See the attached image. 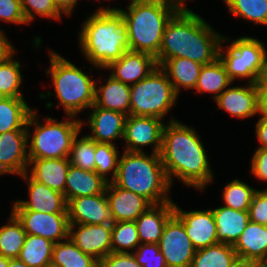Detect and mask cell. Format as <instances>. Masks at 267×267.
Instances as JSON below:
<instances>
[{"label":"cell","mask_w":267,"mask_h":267,"mask_svg":"<svg viewBox=\"0 0 267 267\" xmlns=\"http://www.w3.org/2000/svg\"><path fill=\"white\" fill-rule=\"evenodd\" d=\"M98 267H141L133 253L111 252L98 262Z\"/></svg>","instance_id":"obj_46"},{"label":"cell","mask_w":267,"mask_h":267,"mask_svg":"<svg viewBox=\"0 0 267 267\" xmlns=\"http://www.w3.org/2000/svg\"><path fill=\"white\" fill-rule=\"evenodd\" d=\"M21 4L28 24L33 22L36 16L49 20L61 21L64 15L56 7L53 0H21Z\"/></svg>","instance_id":"obj_41"},{"label":"cell","mask_w":267,"mask_h":267,"mask_svg":"<svg viewBox=\"0 0 267 267\" xmlns=\"http://www.w3.org/2000/svg\"><path fill=\"white\" fill-rule=\"evenodd\" d=\"M130 88V115L135 116H152L164 120L179 96L160 66Z\"/></svg>","instance_id":"obj_9"},{"label":"cell","mask_w":267,"mask_h":267,"mask_svg":"<svg viewBox=\"0 0 267 267\" xmlns=\"http://www.w3.org/2000/svg\"><path fill=\"white\" fill-rule=\"evenodd\" d=\"M32 110L25 98L0 97V133L26 130Z\"/></svg>","instance_id":"obj_29"},{"label":"cell","mask_w":267,"mask_h":267,"mask_svg":"<svg viewBox=\"0 0 267 267\" xmlns=\"http://www.w3.org/2000/svg\"><path fill=\"white\" fill-rule=\"evenodd\" d=\"M80 133L74 138L69 154V161L72 166L95 171V141L86 134L79 137Z\"/></svg>","instance_id":"obj_40"},{"label":"cell","mask_w":267,"mask_h":267,"mask_svg":"<svg viewBox=\"0 0 267 267\" xmlns=\"http://www.w3.org/2000/svg\"><path fill=\"white\" fill-rule=\"evenodd\" d=\"M127 25L129 50L158 55L165 27L180 9L169 0H130L117 8Z\"/></svg>","instance_id":"obj_4"},{"label":"cell","mask_w":267,"mask_h":267,"mask_svg":"<svg viewBox=\"0 0 267 267\" xmlns=\"http://www.w3.org/2000/svg\"><path fill=\"white\" fill-rule=\"evenodd\" d=\"M0 21L17 25H26L21 0H0Z\"/></svg>","instance_id":"obj_43"},{"label":"cell","mask_w":267,"mask_h":267,"mask_svg":"<svg viewBox=\"0 0 267 267\" xmlns=\"http://www.w3.org/2000/svg\"><path fill=\"white\" fill-rule=\"evenodd\" d=\"M260 114L267 117V85L260 79L256 83Z\"/></svg>","instance_id":"obj_49"},{"label":"cell","mask_w":267,"mask_h":267,"mask_svg":"<svg viewBox=\"0 0 267 267\" xmlns=\"http://www.w3.org/2000/svg\"><path fill=\"white\" fill-rule=\"evenodd\" d=\"M236 257L232 245L218 242L196 250L190 267H230Z\"/></svg>","instance_id":"obj_34"},{"label":"cell","mask_w":267,"mask_h":267,"mask_svg":"<svg viewBox=\"0 0 267 267\" xmlns=\"http://www.w3.org/2000/svg\"><path fill=\"white\" fill-rule=\"evenodd\" d=\"M219 243L234 245L250 221L249 211H238L227 206L212 209Z\"/></svg>","instance_id":"obj_26"},{"label":"cell","mask_w":267,"mask_h":267,"mask_svg":"<svg viewBox=\"0 0 267 267\" xmlns=\"http://www.w3.org/2000/svg\"><path fill=\"white\" fill-rule=\"evenodd\" d=\"M261 262L237 256L230 267H257Z\"/></svg>","instance_id":"obj_51"},{"label":"cell","mask_w":267,"mask_h":267,"mask_svg":"<svg viewBox=\"0 0 267 267\" xmlns=\"http://www.w3.org/2000/svg\"><path fill=\"white\" fill-rule=\"evenodd\" d=\"M36 111L32 110L26 123L28 158L69 157L73 140L82 131L81 119L66 115L64 120L58 121L57 118L46 116L45 122H41Z\"/></svg>","instance_id":"obj_7"},{"label":"cell","mask_w":267,"mask_h":267,"mask_svg":"<svg viewBox=\"0 0 267 267\" xmlns=\"http://www.w3.org/2000/svg\"><path fill=\"white\" fill-rule=\"evenodd\" d=\"M106 82L95 81V103L94 105L106 110H113L125 115H130V85L114 79L108 75ZM100 82V84H98ZM102 84V85H101ZM97 85H100L99 87Z\"/></svg>","instance_id":"obj_24"},{"label":"cell","mask_w":267,"mask_h":267,"mask_svg":"<svg viewBox=\"0 0 267 267\" xmlns=\"http://www.w3.org/2000/svg\"><path fill=\"white\" fill-rule=\"evenodd\" d=\"M173 215L174 201L151 205L135 220L140 243H159L165 225Z\"/></svg>","instance_id":"obj_22"},{"label":"cell","mask_w":267,"mask_h":267,"mask_svg":"<svg viewBox=\"0 0 267 267\" xmlns=\"http://www.w3.org/2000/svg\"><path fill=\"white\" fill-rule=\"evenodd\" d=\"M69 158L29 159L26 173L35 181L64 194ZM30 171V172H29Z\"/></svg>","instance_id":"obj_23"},{"label":"cell","mask_w":267,"mask_h":267,"mask_svg":"<svg viewBox=\"0 0 267 267\" xmlns=\"http://www.w3.org/2000/svg\"><path fill=\"white\" fill-rule=\"evenodd\" d=\"M112 252L133 253L141 244L135 221H121L112 224Z\"/></svg>","instance_id":"obj_39"},{"label":"cell","mask_w":267,"mask_h":267,"mask_svg":"<svg viewBox=\"0 0 267 267\" xmlns=\"http://www.w3.org/2000/svg\"><path fill=\"white\" fill-rule=\"evenodd\" d=\"M10 259L0 255V267H9Z\"/></svg>","instance_id":"obj_55"},{"label":"cell","mask_w":267,"mask_h":267,"mask_svg":"<svg viewBox=\"0 0 267 267\" xmlns=\"http://www.w3.org/2000/svg\"><path fill=\"white\" fill-rule=\"evenodd\" d=\"M228 11L244 21L254 25L267 26V0H223Z\"/></svg>","instance_id":"obj_36"},{"label":"cell","mask_w":267,"mask_h":267,"mask_svg":"<svg viewBox=\"0 0 267 267\" xmlns=\"http://www.w3.org/2000/svg\"><path fill=\"white\" fill-rule=\"evenodd\" d=\"M48 50L50 67L45 73L49 74L55 93L48 90L47 93H41L39 98L44 100L55 96L58 99L56 108L62 106L66 115L78 117L81 112L90 109L95 103L96 80L60 53Z\"/></svg>","instance_id":"obj_6"},{"label":"cell","mask_w":267,"mask_h":267,"mask_svg":"<svg viewBox=\"0 0 267 267\" xmlns=\"http://www.w3.org/2000/svg\"><path fill=\"white\" fill-rule=\"evenodd\" d=\"M217 109H223L237 119L258 117L259 101L256 84L246 83L244 86H228L215 100Z\"/></svg>","instance_id":"obj_19"},{"label":"cell","mask_w":267,"mask_h":267,"mask_svg":"<svg viewBox=\"0 0 267 267\" xmlns=\"http://www.w3.org/2000/svg\"><path fill=\"white\" fill-rule=\"evenodd\" d=\"M9 267H29L26 263L19 259H10Z\"/></svg>","instance_id":"obj_52"},{"label":"cell","mask_w":267,"mask_h":267,"mask_svg":"<svg viewBox=\"0 0 267 267\" xmlns=\"http://www.w3.org/2000/svg\"><path fill=\"white\" fill-rule=\"evenodd\" d=\"M250 221L267 226V189H259L249 206Z\"/></svg>","instance_id":"obj_44"},{"label":"cell","mask_w":267,"mask_h":267,"mask_svg":"<svg viewBox=\"0 0 267 267\" xmlns=\"http://www.w3.org/2000/svg\"><path fill=\"white\" fill-rule=\"evenodd\" d=\"M108 182L95 171H87L70 165L64 196L67 203L74 198L104 193Z\"/></svg>","instance_id":"obj_25"},{"label":"cell","mask_w":267,"mask_h":267,"mask_svg":"<svg viewBox=\"0 0 267 267\" xmlns=\"http://www.w3.org/2000/svg\"><path fill=\"white\" fill-rule=\"evenodd\" d=\"M55 243L40 236L27 234L18 259L29 267H44L51 264Z\"/></svg>","instance_id":"obj_32"},{"label":"cell","mask_w":267,"mask_h":267,"mask_svg":"<svg viewBox=\"0 0 267 267\" xmlns=\"http://www.w3.org/2000/svg\"><path fill=\"white\" fill-rule=\"evenodd\" d=\"M69 224H110L114 223L106 193L81 196L67 204Z\"/></svg>","instance_id":"obj_18"},{"label":"cell","mask_w":267,"mask_h":267,"mask_svg":"<svg viewBox=\"0 0 267 267\" xmlns=\"http://www.w3.org/2000/svg\"><path fill=\"white\" fill-rule=\"evenodd\" d=\"M171 117L163 128L159 153L166 176L171 187L175 178L202 192L215 178L207 150L194 127Z\"/></svg>","instance_id":"obj_1"},{"label":"cell","mask_w":267,"mask_h":267,"mask_svg":"<svg viewBox=\"0 0 267 267\" xmlns=\"http://www.w3.org/2000/svg\"><path fill=\"white\" fill-rule=\"evenodd\" d=\"M119 152L116 145L95 142V172L107 182L116 178L121 154Z\"/></svg>","instance_id":"obj_38"},{"label":"cell","mask_w":267,"mask_h":267,"mask_svg":"<svg viewBox=\"0 0 267 267\" xmlns=\"http://www.w3.org/2000/svg\"><path fill=\"white\" fill-rule=\"evenodd\" d=\"M259 119L256 122L255 126V134L257 140L260 144L258 148H266L267 149V117L263 115H259Z\"/></svg>","instance_id":"obj_47"},{"label":"cell","mask_w":267,"mask_h":267,"mask_svg":"<svg viewBox=\"0 0 267 267\" xmlns=\"http://www.w3.org/2000/svg\"><path fill=\"white\" fill-rule=\"evenodd\" d=\"M224 35L189 8H180L167 23L160 50L159 66L165 59L187 58L202 65L219 58Z\"/></svg>","instance_id":"obj_2"},{"label":"cell","mask_w":267,"mask_h":267,"mask_svg":"<svg viewBox=\"0 0 267 267\" xmlns=\"http://www.w3.org/2000/svg\"><path fill=\"white\" fill-rule=\"evenodd\" d=\"M28 184V200H16L11 211L68 213L64 194L33 180L26 172L19 176Z\"/></svg>","instance_id":"obj_13"},{"label":"cell","mask_w":267,"mask_h":267,"mask_svg":"<svg viewBox=\"0 0 267 267\" xmlns=\"http://www.w3.org/2000/svg\"><path fill=\"white\" fill-rule=\"evenodd\" d=\"M56 7L64 14L71 16L79 0H53Z\"/></svg>","instance_id":"obj_50"},{"label":"cell","mask_w":267,"mask_h":267,"mask_svg":"<svg viewBox=\"0 0 267 267\" xmlns=\"http://www.w3.org/2000/svg\"><path fill=\"white\" fill-rule=\"evenodd\" d=\"M8 218V222L0 227V255L18 259L27 233L12 212Z\"/></svg>","instance_id":"obj_33"},{"label":"cell","mask_w":267,"mask_h":267,"mask_svg":"<svg viewBox=\"0 0 267 267\" xmlns=\"http://www.w3.org/2000/svg\"><path fill=\"white\" fill-rule=\"evenodd\" d=\"M51 264L57 267H98V261L83 253L70 238L54 244Z\"/></svg>","instance_id":"obj_31"},{"label":"cell","mask_w":267,"mask_h":267,"mask_svg":"<svg viewBox=\"0 0 267 267\" xmlns=\"http://www.w3.org/2000/svg\"><path fill=\"white\" fill-rule=\"evenodd\" d=\"M88 111L87 121L81 120L82 127L87 125L91 134L88 137L98 143H109L117 145L114 141L123 139L125 122L127 115L113 111L106 110L93 105Z\"/></svg>","instance_id":"obj_17"},{"label":"cell","mask_w":267,"mask_h":267,"mask_svg":"<svg viewBox=\"0 0 267 267\" xmlns=\"http://www.w3.org/2000/svg\"><path fill=\"white\" fill-rule=\"evenodd\" d=\"M14 55L15 52L0 63V97L24 98L22 64Z\"/></svg>","instance_id":"obj_35"},{"label":"cell","mask_w":267,"mask_h":267,"mask_svg":"<svg viewBox=\"0 0 267 267\" xmlns=\"http://www.w3.org/2000/svg\"><path fill=\"white\" fill-rule=\"evenodd\" d=\"M165 124L157 117L128 115L122 139L125 143L123 149L130 152H144V147L150 146L152 153L159 154Z\"/></svg>","instance_id":"obj_10"},{"label":"cell","mask_w":267,"mask_h":267,"mask_svg":"<svg viewBox=\"0 0 267 267\" xmlns=\"http://www.w3.org/2000/svg\"><path fill=\"white\" fill-rule=\"evenodd\" d=\"M27 130L0 133V176H21L28 167Z\"/></svg>","instance_id":"obj_16"},{"label":"cell","mask_w":267,"mask_h":267,"mask_svg":"<svg viewBox=\"0 0 267 267\" xmlns=\"http://www.w3.org/2000/svg\"><path fill=\"white\" fill-rule=\"evenodd\" d=\"M174 215L183 223L196 250L218 243L212 209L186 211L174 203Z\"/></svg>","instance_id":"obj_15"},{"label":"cell","mask_w":267,"mask_h":267,"mask_svg":"<svg viewBox=\"0 0 267 267\" xmlns=\"http://www.w3.org/2000/svg\"><path fill=\"white\" fill-rule=\"evenodd\" d=\"M81 25L80 51L95 69H105L129 50L127 25L116 6H100Z\"/></svg>","instance_id":"obj_3"},{"label":"cell","mask_w":267,"mask_h":267,"mask_svg":"<svg viewBox=\"0 0 267 267\" xmlns=\"http://www.w3.org/2000/svg\"><path fill=\"white\" fill-rule=\"evenodd\" d=\"M27 234L44 237L53 243L69 238L68 213L11 211Z\"/></svg>","instance_id":"obj_12"},{"label":"cell","mask_w":267,"mask_h":267,"mask_svg":"<svg viewBox=\"0 0 267 267\" xmlns=\"http://www.w3.org/2000/svg\"><path fill=\"white\" fill-rule=\"evenodd\" d=\"M257 267H267V263L266 262H261Z\"/></svg>","instance_id":"obj_56"},{"label":"cell","mask_w":267,"mask_h":267,"mask_svg":"<svg viewBox=\"0 0 267 267\" xmlns=\"http://www.w3.org/2000/svg\"><path fill=\"white\" fill-rule=\"evenodd\" d=\"M171 3L177 5L179 8H187V6L185 5V3L187 1H190V0H169Z\"/></svg>","instance_id":"obj_53"},{"label":"cell","mask_w":267,"mask_h":267,"mask_svg":"<svg viewBox=\"0 0 267 267\" xmlns=\"http://www.w3.org/2000/svg\"><path fill=\"white\" fill-rule=\"evenodd\" d=\"M261 80L267 85V55L264 61V70L261 76Z\"/></svg>","instance_id":"obj_54"},{"label":"cell","mask_w":267,"mask_h":267,"mask_svg":"<svg viewBox=\"0 0 267 267\" xmlns=\"http://www.w3.org/2000/svg\"><path fill=\"white\" fill-rule=\"evenodd\" d=\"M157 66L152 55L128 50L119 60L106 67L105 71L110 70V76L131 86L146 78Z\"/></svg>","instance_id":"obj_20"},{"label":"cell","mask_w":267,"mask_h":267,"mask_svg":"<svg viewBox=\"0 0 267 267\" xmlns=\"http://www.w3.org/2000/svg\"><path fill=\"white\" fill-rule=\"evenodd\" d=\"M105 193L114 222L135 221L152 205L141 195L118 187L113 182H108Z\"/></svg>","instance_id":"obj_21"},{"label":"cell","mask_w":267,"mask_h":267,"mask_svg":"<svg viewBox=\"0 0 267 267\" xmlns=\"http://www.w3.org/2000/svg\"><path fill=\"white\" fill-rule=\"evenodd\" d=\"M250 161L251 174L259 181L267 183V149L255 148V152H253L252 159Z\"/></svg>","instance_id":"obj_45"},{"label":"cell","mask_w":267,"mask_h":267,"mask_svg":"<svg viewBox=\"0 0 267 267\" xmlns=\"http://www.w3.org/2000/svg\"><path fill=\"white\" fill-rule=\"evenodd\" d=\"M224 35L219 48V59L223 63L229 79L234 83L246 79L247 83L256 84L262 76L267 49L264 42L252 36L231 39ZM226 44L224 47L223 44ZM225 51V52H223Z\"/></svg>","instance_id":"obj_8"},{"label":"cell","mask_w":267,"mask_h":267,"mask_svg":"<svg viewBox=\"0 0 267 267\" xmlns=\"http://www.w3.org/2000/svg\"><path fill=\"white\" fill-rule=\"evenodd\" d=\"M233 85L228 73L218 58L214 62L204 64L194 90L197 93H209L214 100L228 87Z\"/></svg>","instance_id":"obj_30"},{"label":"cell","mask_w":267,"mask_h":267,"mask_svg":"<svg viewBox=\"0 0 267 267\" xmlns=\"http://www.w3.org/2000/svg\"><path fill=\"white\" fill-rule=\"evenodd\" d=\"M116 186L146 198L152 205L173 201L169 196L171 185L166 176L160 154L130 152L120 154Z\"/></svg>","instance_id":"obj_5"},{"label":"cell","mask_w":267,"mask_h":267,"mask_svg":"<svg viewBox=\"0 0 267 267\" xmlns=\"http://www.w3.org/2000/svg\"><path fill=\"white\" fill-rule=\"evenodd\" d=\"M158 244L167 267H190L196 249L175 215L167 221Z\"/></svg>","instance_id":"obj_11"},{"label":"cell","mask_w":267,"mask_h":267,"mask_svg":"<svg viewBox=\"0 0 267 267\" xmlns=\"http://www.w3.org/2000/svg\"><path fill=\"white\" fill-rule=\"evenodd\" d=\"M0 33H5V31L1 28V29H0Z\"/></svg>","instance_id":"obj_58"},{"label":"cell","mask_w":267,"mask_h":267,"mask_svg":"<svg viewBox=\"0 0 267 267\" xmlns=\"http://www.w3.org/2000/svg\"><path fill=\"white\" fill-rule=\"evenodd\" d=\"M16 47L12 45L11 41L7 38L5 33H0V63L5 61L14 52Z\"/></svg>","instance_id":"obj_48"},{"label":"cell","mask_w":267,"mask_h":267,"mask_svg":"<svg viewBox=\"0 0 267 267\" xmlns=\"http://www.w3.org/2000/svg\"><path fill=\"white\" fill-rule=\"evenodd\" d=\"M233 248L239 257L267 262V226L249 221Z\"/></svg>","instance_id":"obj_27"},{"label":"cell","mask_w":267,"mask_h":267,"mask_svg":"<svg viewBox=\"0 0 267 267\" xmlns=\"http://www.w3.org/2000/svg\"><path fill=\"white\" fill-rule=\"evenodd\" d=\"M159 66L165 71L179 95L182 88L194 90L203 65L187 58H171L165 59Z\"/></svg>","instance_id":"obj_28"},{"label":"cell","mask_w":267,"mask_h":267,"mask_svg":"<svg viewBox=\"0 0 267 267\" xmlns=\"http://www.w3.org/2000/svg\"><path fill=\"white\" fill-rule=\"evenodd\" d=\"M133 255L141 267H167L158 243L140 244Z\"/></svg>","instance_id":"obj_42"},{"label":"cell","mask_w":267,"mask_h":267,"mask_svg":"<svg viewBox=\"0 0 267 267\" xmlns=\"http://www.w3.org/2000/svg\"><path fill=\"white\" fill-rule=\"evenodd\" d=\"M44 267H57V266H54V265H52V264H49V265L44 266Z\"/></svg>","instance_id":"obj_57"},{"label":"cell","mask_w":267,"mask_h":267,"mask_svg":"<svg viewBox=\"0 0 267 267\" xmlns=\"http://www.w3.org/2000/svg\"><path fill=\"white\" fill-rule=\"evenodd\" d=\"M258 189L238 178L228 182L222 192L224 206L238 211H249V206Z\"/></svg>","instance_id":"obj_37"},{"label":"cell","mask_w":267,"mask_h":267,"mask_svg":"<svg viewBox=\"0 0 267 267\" xmlns=\"http://www.w3.org/2000/svg\"><path fill=\"white\" fill-rule=\"evenodd\" d=\"M112 225L70 224L69 238L85 254L98 262L112 252Z\"/></svg>","instance_id":"obj_14"}]
</instances>
